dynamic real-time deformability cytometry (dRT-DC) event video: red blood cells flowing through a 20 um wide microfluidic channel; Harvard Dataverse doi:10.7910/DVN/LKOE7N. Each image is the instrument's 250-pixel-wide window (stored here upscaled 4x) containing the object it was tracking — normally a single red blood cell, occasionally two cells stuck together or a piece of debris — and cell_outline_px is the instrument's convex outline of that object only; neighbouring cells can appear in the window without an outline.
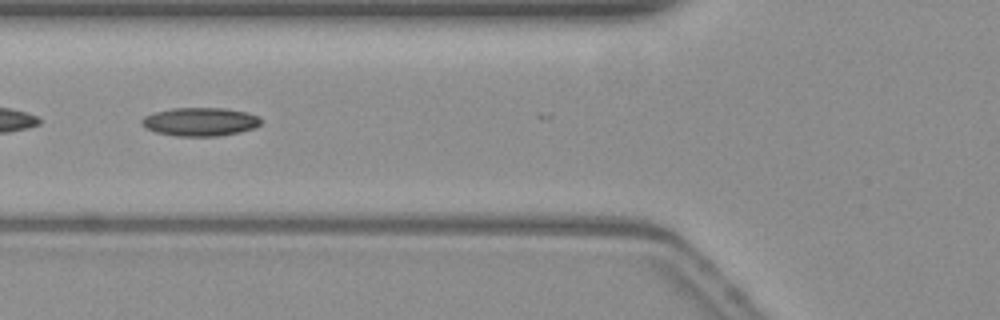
{"species": "common noctule bat (a hibernating species)", "species_latin": "Nyctalus noctula", "temperature_condition": "warm", "stored_images_in_passage": 21, "camera_frame_rate_fps": 3000, "um_per_image_px": 0.085, "animal": {"sex": "female", "body_mass_g": 19.3, "forearm_length_mm": 54.1}, "frame": {"image": 1, "passage_image": 6, "time_ms": 1.667, "image_size_px": [1000, 320], "cell_outline_px": [[260, 124], [256, 128], [240, 132], [220, 136], [176, 136], [156, 132], [140, 124], [140, 120], [144, 116], [156, 112], [172, 108], [224, 108], [248, 112], [260, 116]], "centroid_in_image_um": [17.04, 10.35], "position_along_channel_um": 108.8, "area_um2": 19.88}}
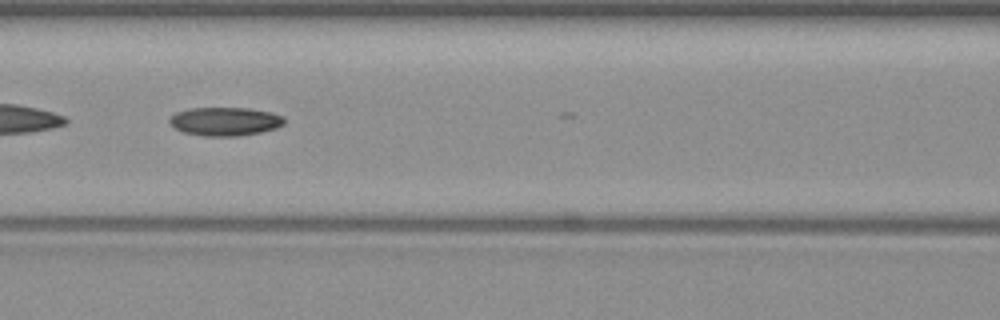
{"frame": {"image": 2, "passage_image": 9, "time_ms": 2.667, "image_size_px": [1000, 320], "cell_outline_px": [[284, 124], [276, 128], [260, 132], [240, 136], [204, 136], [184, 132], [176, 128], [168, 120], [176, 112], [192, 108], [248, 108], [272, 112], [284, 116]], "centroid_in_image_um": [19.17, 10.32], "position_along_channel_um": 147.4, "area_um2": 19.02}}
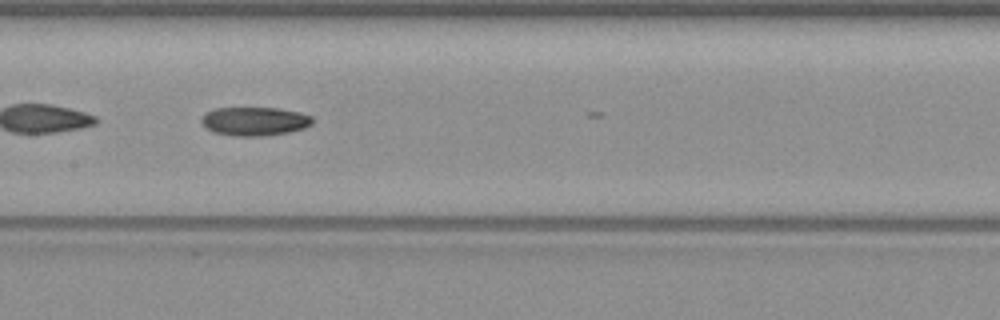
{"frame": {"image": 3, "passage_image": 12, "time_ms": 3.667, "image_size_px": [1000, 320], "cell_outline_px": [[312, 124], [304, 128], [288, 132], [264, 136], [232, 136], [212, 132], [200, 120], [208, 112], [216, 108], [276, 108], [300, 112], [312, 116]], "centroid_in_image_um": [21.66, 10.31], "position_along_channel_um": 185.7, "area_um2": 18.44}}